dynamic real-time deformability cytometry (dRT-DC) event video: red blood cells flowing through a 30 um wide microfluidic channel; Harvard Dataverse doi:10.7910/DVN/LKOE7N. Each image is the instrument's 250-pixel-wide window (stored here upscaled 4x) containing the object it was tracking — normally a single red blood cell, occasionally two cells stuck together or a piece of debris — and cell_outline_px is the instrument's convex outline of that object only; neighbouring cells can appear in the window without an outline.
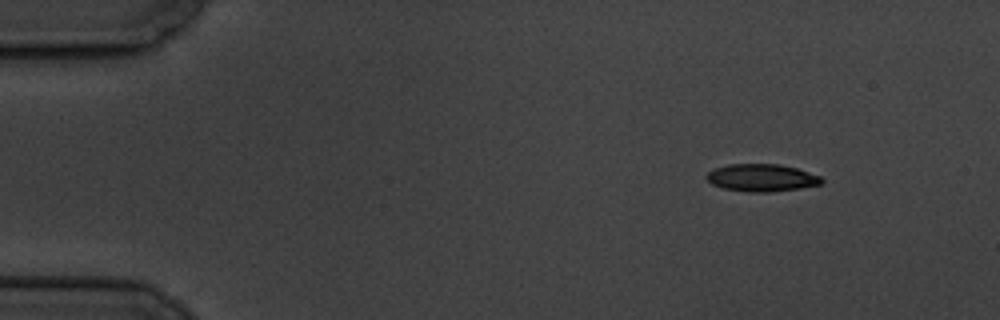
{"species": "common noctule bat (a hibernating species)", "species_latin": "Nyctalus noctula", "temperature_condition": "cold", "stored_images_in_passage": 52, "camera_frame_rate_fps": 3000, "um_per_image_px": 0.085, "animal": {"sex": "male", "body_mass_g": 19.5, "forearm_length_mm": 54.6}, "frame": {"image": 1, "passage_image": 1, "time_ms": 0.0, "image_size_px": [1000, 320], "cell_outline_px": [[824, 180], [820, 184], [800, 188], [772, 192], [748, 192], [724, 188], [712, 184], [704, 176], [712, 168], [728, 164], [780, 164], [796, 168], [820, 176]], "centroid_in_image_um": [64.71, 15.1], "position_along_channel_um": 20.3, "area_um2": 18.44}}
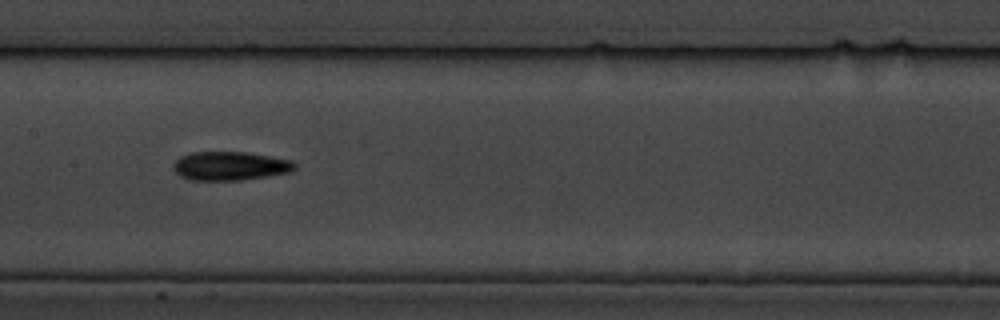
{"frame": {"image": 2, "passage_image": 23, "time_ms": 7.333, "image_size_px": [1000, 320], "cell_outline_px": [[296, 168], [292, 172], [268, 176], [240, 180], [188, 180], [180, 176], [172, 168], [172, 164], [180, 156], [192, 152], [244, 152], [272, 156], [292, 160], [296, 164]], "centroid_in_image_um": [19.56, 14.11], "position_along_channel_um": 187.8, "area_um2": 20.58}}
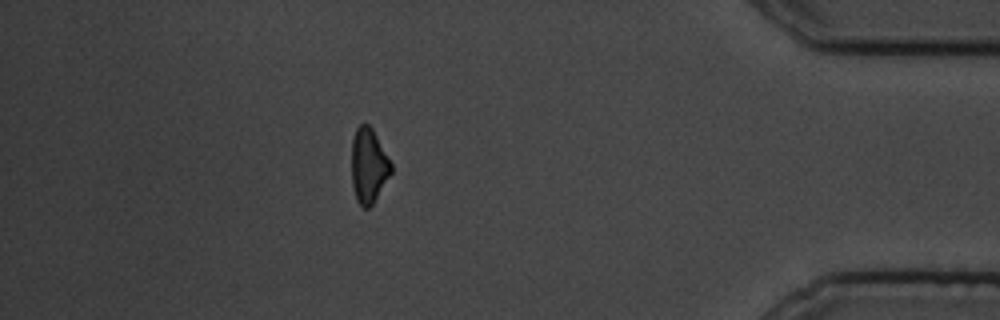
{"frame": {"image": 3, "passage_image": 45, "time_ms": 14.667, "image_size_px": [1000, 320], "cell_outline_px": [[392, 172], [372, 204], [368, 208], [364, 208], [356, 200], [352, 184], [352, 140], [356, 128], [360, 124], [368, 124], [372, 128], [392, 164]], "centroid_in_image_um": [31.32, 14.07], "position_along_channel_um": 403.9, "area_um2": 17.05}, "authors_computed_cell_mechanics": {"area_um2": 18.9584, "velocity_mm_per_s": 3.5011, "shape_relaxation_time_tau1_ms": 4.122, "shape_relaxation_time_tau2_ms": 9.2591, "deformation_change_tau1": 0.1348, "deformation_change_tau2": 0.199}}